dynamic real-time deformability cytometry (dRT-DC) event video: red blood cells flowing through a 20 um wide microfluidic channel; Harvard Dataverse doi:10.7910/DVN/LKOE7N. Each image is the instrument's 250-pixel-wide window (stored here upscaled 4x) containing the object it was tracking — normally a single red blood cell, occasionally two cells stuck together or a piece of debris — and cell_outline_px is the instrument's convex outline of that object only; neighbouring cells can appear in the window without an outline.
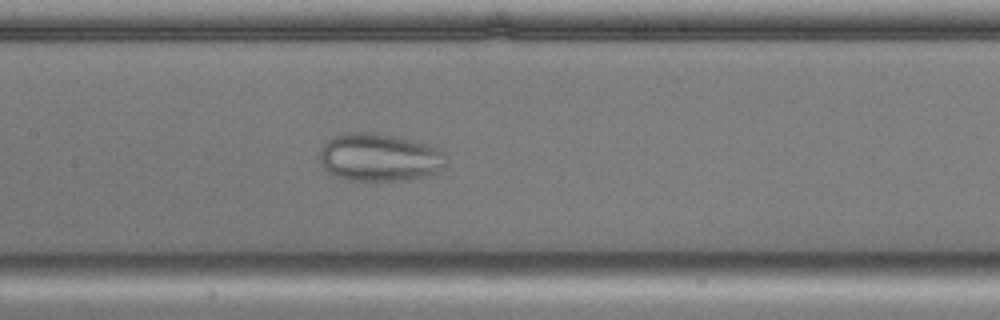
{"species": "common noctule bat (a hibernating species)", "species_latin": "Nyctalus noctula", "temperature_condition": "cold", "stored_images_in_passage": 54, "camera_frame_rate_fps": 3000, "um_per_image_px": 0.085, "animal": {"sex": "male", "body_mass_g": 17.9, "forearm_length_mm": 54.2}, "frame": {"image": 1, "passage_image": 25, "time_ms": 8.0, "image_size_px": [1000, 320], "cell_outline_px": [[444, 164], [432, 176], [408, 180], [376, 184], [348, 180], [336, 176], [328, 172], [324, 168], [316, 156], [324, 140], [340, 132], [376, 132], [428, 144], [444, 152]], "centroid_in_image_um": [32.16, 13.41], "position_along_channel_um": 175.2, "area_um2": 36.7}}
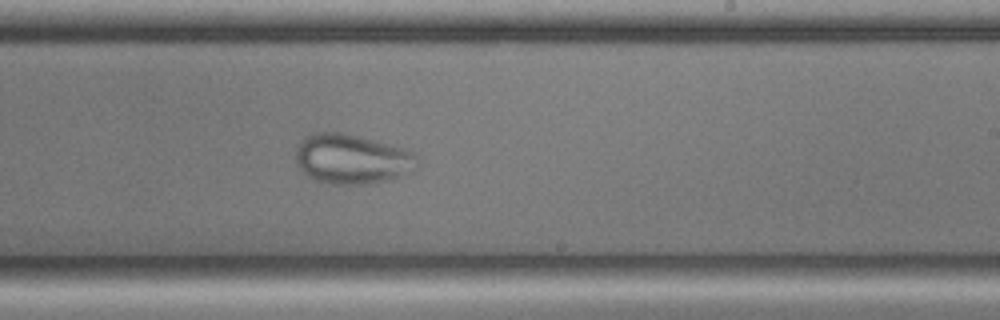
{"frame": {"image": 2, "passage_image": 32, "time_ms": 10.333, "image_size_px": [1000, 320], "cell_outline_px": [[416, 168], [412, 172], [400, 176], [372, 184], [328, 184], [316, 180], [308, 176], [296, 164], [296, 148], [300, 140], [304, 136], [312, 132], [344, 132], [376, 140], [404, 148], [416, 152]], "centroid_in_image_um": [29.9, 13.5], "position_along_channel_um": 259.1, "area_um2": 35.72}}
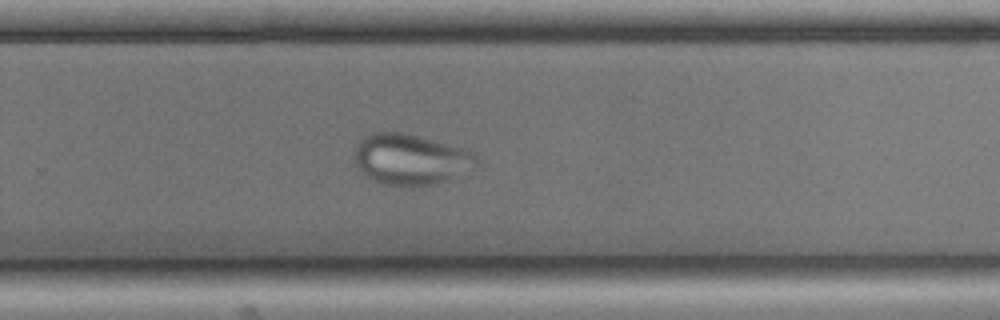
{"frame": {"image": 3, "passage_image": 35, "time_ms": 11.333, "image_size_px": [1000, 320], "cell_outline_px": [[476, 168], [436, 184], [420, 188], [408, 188], [384, 184], [372, 180], [356, 168], [352, 156], [356, 144], [368, 132], [400, 132], [468, 148], [476, 152]], "centroid_in_image_um": [34.88, 13.57], "position_along_channel_um": 294.9, "area_um2": 37.22}}